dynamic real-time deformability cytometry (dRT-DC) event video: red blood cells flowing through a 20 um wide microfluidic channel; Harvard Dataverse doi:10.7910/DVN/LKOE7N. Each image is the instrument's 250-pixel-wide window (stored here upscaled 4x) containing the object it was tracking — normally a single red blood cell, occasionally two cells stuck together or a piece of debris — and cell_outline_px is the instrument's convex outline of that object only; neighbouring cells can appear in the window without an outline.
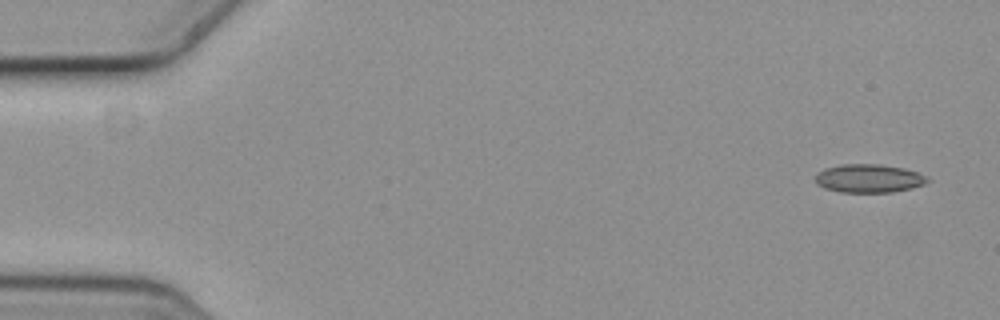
{"species": "common noctule bat (a hibernating species)", "species_latin": "Nyctalus noctula", "temperature_condition": "cold", "stored_images_in_passage": 4, "camera_frame_rate_fps": 3000, "um_per_image_px": 0.085, "animal": {"sex": "female", "body_mass_g": 19.3, "forearm_length_mm": 54.1}, "frame": {"image": 1, "passage_image": 1, "time_ms": 0.0, "image_size_px": [1000, 320], "cell_outline_px": [[928, 180], [924, 184], [912, 188], [892, 192], [840, 192], [824, 188], [816, 184], [816, 172], [824, 168], [840, 164], [880, 164], [904, 168], [916, 172], [924, 176]], "centroid_in_image_um": [73.79, 15.16], "position_along_channel_um": 11.2, "area_um2": 18.55}}